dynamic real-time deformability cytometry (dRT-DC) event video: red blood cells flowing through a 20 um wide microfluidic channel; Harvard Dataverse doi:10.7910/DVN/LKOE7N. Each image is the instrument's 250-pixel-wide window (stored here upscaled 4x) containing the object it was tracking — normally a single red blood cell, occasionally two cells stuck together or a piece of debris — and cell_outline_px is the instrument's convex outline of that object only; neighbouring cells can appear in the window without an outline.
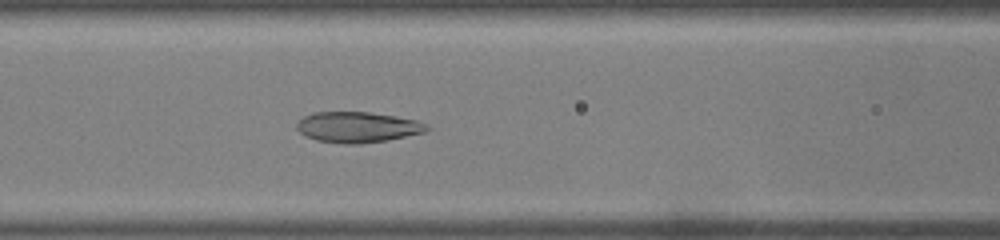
{"species": "common noctule bat (a hibernating species)", "species_latin": "Nyctalus noctula", "temperature_condition": "warm", "stored_images_in_passage": 40, "camera_frame_rate_fps": 3000, "um_per_image_px": 0.085, "animal": {"sex": "male", "body_mass_g": 19.0, "forearm_length_mm": 50.8}, "frame": {"image": 1, "passage_image": 12, "time_ms": 3.667, "image_size_px": [1000, 240], "cell_outline_px": [[428, 128], [424, 132], [388, 140], [360, 144], [344, 144], [316, 140], [304, 136], [296, 128], [296, 124], [304, 116], [316, 112], [368, 112], [416, 120], [428, 124]], "centroid_in_image_um": [30.36, 10.82], "position_along_channel_um": 136.2, "area_um2": 23.12}}
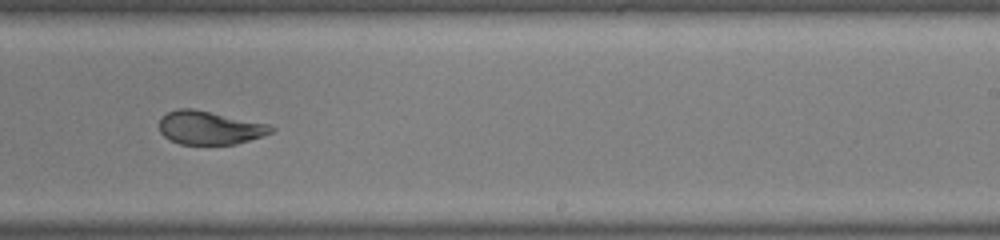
{"frame": {"image": 2, "passage_image": 22, "time_ms": 7.0, "image_size_px": [1000, 240], "cell_outline_px": [[276, 128], [272, 132], [236, 144], [180, 144], [164, 136], [160, 132], [160, 116], [168, 112], [180, 108], [192, 108], [268, 124]], "centroid_in_image_um": [17.79, 10.85], "position_along_channel_um": 271.2, "area_um2": 21.5}}
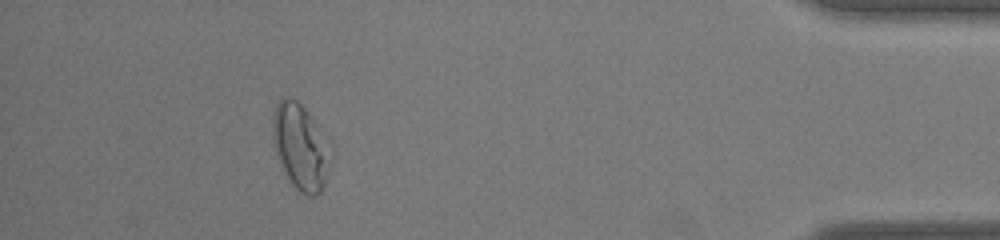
{"frame": {"image": 3, "passage_image": 36, "time_ms": 11.667, "image_size_px": [1000, 240], "cell_outline_px": [[336, 148], [324, 184], [320, 192], [316, 196], [308, 196], [300, 192], [288, 180], [276, 152], [272, 140], [272, 120], [276, 104], [284, 96], [288, 96], [296, 100], [300, 104], [332, 140]], "centroid_in_image_um": [25.62, 12.47], "position_along_channel_um": 409.6, "area_um2": 29.94}, "authors_computed_cell_mechanics": {"area_um2": 24.3338, "velocity_mm_per_s": 4.0617, "shape_relaxation_time_tau1_ms": null, "shape_relaxation_time_tau2_ms": 1.0196, "deformation_change_tau1": null, "deformation_change_tau2": 0.0687}}